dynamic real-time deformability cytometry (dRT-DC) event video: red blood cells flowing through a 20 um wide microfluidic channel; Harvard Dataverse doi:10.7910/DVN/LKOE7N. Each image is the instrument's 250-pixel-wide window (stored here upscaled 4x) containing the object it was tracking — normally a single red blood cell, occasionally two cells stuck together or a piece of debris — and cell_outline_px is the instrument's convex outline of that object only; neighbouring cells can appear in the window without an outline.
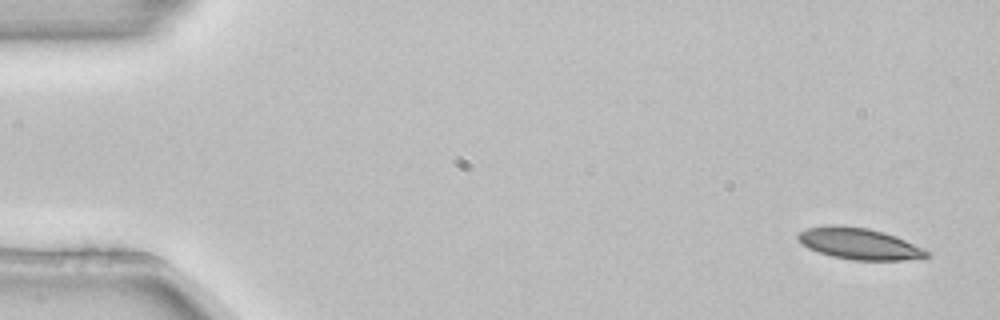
{"species": "common noctule bat (a hibernating species)", "species_latin": "Nyctalus noctula", "temperature_condition": "room temperature", "stored_images_in_passage": 4, "camera_frame_rate_fps": 3000, "um_per_image_px": 0.085, "animal": {"sex": "female", "body_mass_g": 22.7, "forearm_length_mm": 54.2}, "frame": {"image": 1, "passage_image": 1, "time_ms": 0.0, "image_size_px": [1000, 320], "cell_outline_px": [[932, 256], [904, 260], [852, 260], [832, 256], [808, 248], [800, 244], [796, 236], [800, 232], [808, 228], [832, 224], [840, 224], [868, 228], [884, 232], [896, 236], [932, 252]], "centroid_in_image_um": [73.04, 20.71], "position_along_channel_um": 12.0, "area_um2": 23.76}}
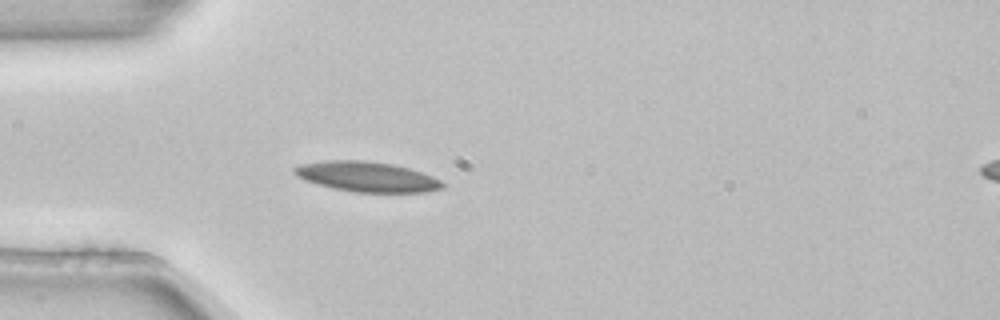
{"frame": {"image": 2, "passage_image": 4, "time_ms": 1.0, "image_size_px": [1000, 320], "cell_outline_px": [[444, 188], [428, 192], [356, 192], [332, 188], [304, 180], [296, 176], [292, 172], [292, 168], [300, 164], [324, 160], [364, 160], [392, 164], [408, 168], [432, 176], [440, 180], [444, 184]], "centroid_in_image_um": [31.15, 15.02], "position_along_channel_um": 53.9, "area_um2": 26.07}}